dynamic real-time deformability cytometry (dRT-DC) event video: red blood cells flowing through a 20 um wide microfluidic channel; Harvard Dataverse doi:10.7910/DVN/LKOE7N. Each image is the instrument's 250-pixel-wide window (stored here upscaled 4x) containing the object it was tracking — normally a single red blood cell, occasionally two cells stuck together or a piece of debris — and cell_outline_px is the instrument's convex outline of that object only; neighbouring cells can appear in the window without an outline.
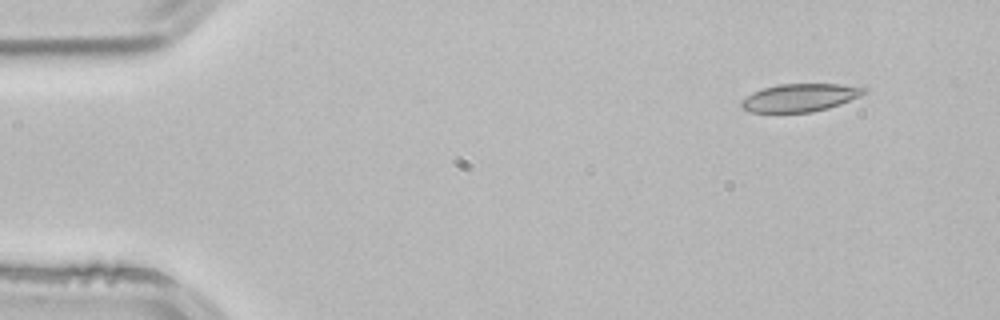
{"species": "common noctule bat (a hibernating species)", "species_latin": "Nyctalus noctula", "temperature_condition": "room temperature", "stored_images_in_passage": 3, "camera_frame_rate_fps": 3000, "um_per_image_px": 0.085, "animal": {"sex": "male", "body_mass_g": 21.5, "forearm_length_mm": 52.0}, "frame": {"image": 1, "passage_image": 1, "time_ms": 0.0, "image_size_px": [1000, 320], "cell_outline_px": [[868, 92], [860, 96], [840, 104], [828, 108], [812, 112], [752, 112], [744, 108], [740, 104], [740, 100], [752, 92], [764, 88], [780, 84], [840, 84], [868, 88]], "centroid_in_image_um": [68.02, 8.29], "position_along_channel_um": 17.0, "area_um2": 19.88}}
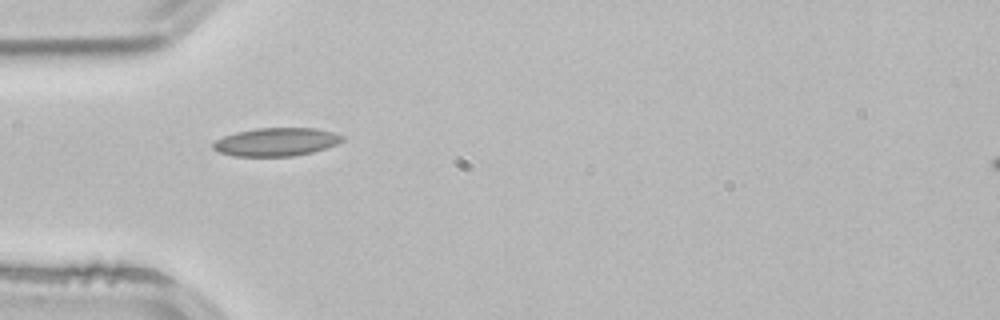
{"frame": {"image": 2, "passage_image": 3, "time_ms": 0.667, "image_size_px": [1000, 320], "cell_outline_px": [[344, 140], [336, 144], [312, 152], [292, 156], [232, 156], [220, 152], [212, 148], [212, 144], [216, 140], [224, 136], [236, 132], [256, 128], [316, 128], [332, 132], [344, 136]], "centroid_in_image_um": [23.46, 12.06], "position_along_channel_um": 61.5, "area_um2": 21.15}}